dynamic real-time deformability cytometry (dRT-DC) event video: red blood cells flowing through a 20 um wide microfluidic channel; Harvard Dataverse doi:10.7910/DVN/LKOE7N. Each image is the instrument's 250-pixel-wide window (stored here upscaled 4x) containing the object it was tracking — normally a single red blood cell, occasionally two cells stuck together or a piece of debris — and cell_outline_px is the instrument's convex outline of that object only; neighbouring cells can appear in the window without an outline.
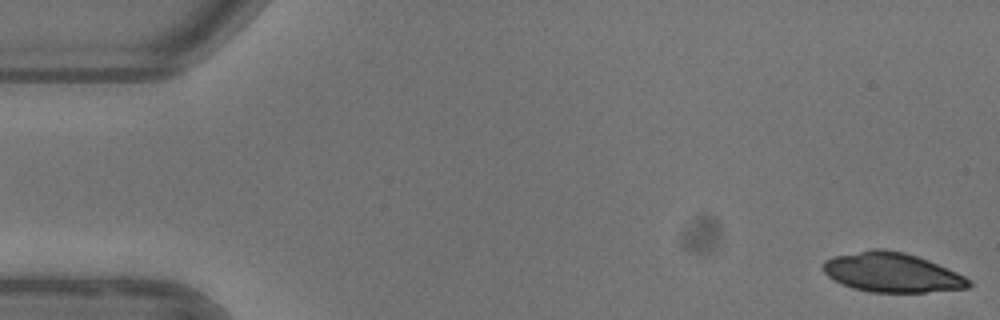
{"species": "common noctule bat (a hibernating species)", "species_latin": "Nyctalus noctula", "temperature_condition": "warm", "stored_images_in_passage": 12, "camera_frame_rate_fps": 3000, "um_per_image_px": 0.085, "animal": {"sex": "female"}, "frame": {"image": 1, "passage_image": 1, "time_ms": 0.0, "image_size_px": [1000, 320], "cell_outline_px": [[972, 284], [968, 288], [924, 292], [868, 292], [852, 288], [832, 280], [824, 272], [824, 260], [832, 256], [872, 248], [884, 248], [904, 252], [928, 260], [948, 268], [972, 280]], "centroid_in_image_um": [75.8, 23.15], "position_along_channel_um": 9.2, "area_um2": 33.7}}